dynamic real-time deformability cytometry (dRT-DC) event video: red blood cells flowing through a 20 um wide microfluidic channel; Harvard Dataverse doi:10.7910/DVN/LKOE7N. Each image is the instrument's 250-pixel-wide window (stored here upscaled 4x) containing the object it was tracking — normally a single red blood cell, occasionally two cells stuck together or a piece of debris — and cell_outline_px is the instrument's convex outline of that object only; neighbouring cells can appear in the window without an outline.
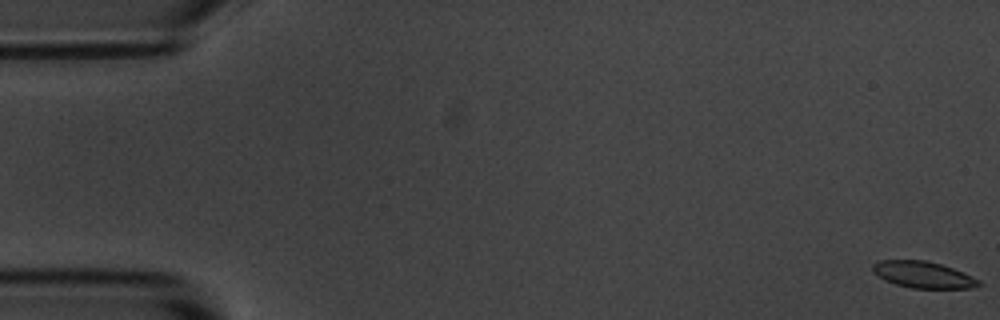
{"species": "common noctule bat (a hibernating species)", "species_latin": "Nyctalus noctula", "temperature_condition": "room temperature", "stored_images_in_passage": 56, "camera_frame_rate_fps": 3000, "um_per_image_px": 0.085, "animal": {"sex": "male", "body_mass_g": 20.1, "forearm_length_mm": 53.5}, "frame": {"image": 1, "passage_image": 1, "time_ms": 0.0, "image_size_px": [1000, 320], "cell_outline_px": [[980, 284], [972, 288], [912, 288], [896, 284], [884, 280], [872, 268], [872, 264], [880, 260], [924, 260], [940, 264], [964, 272], [980, 280]], "centroid_in_image_um": [78.48, 23.35], "position_along_channel_um": 6.5, "area_um2": 16.18}}
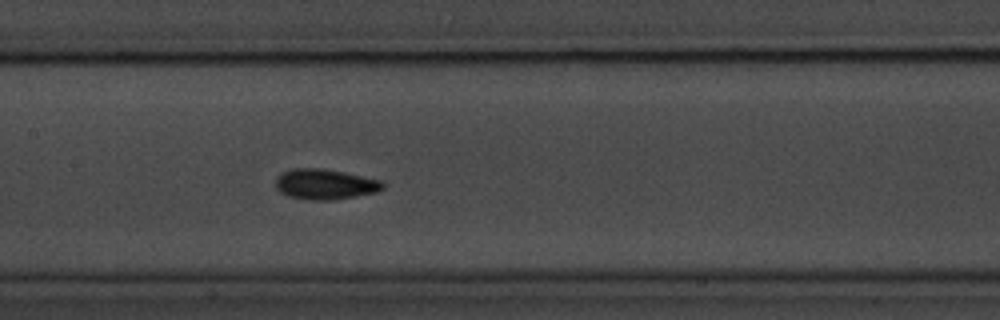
{"frame": {"image": 2, "passage_image": 27, "time_ms": 8.667, "image_size_px": [1000, 320], "cell_outline_px": [[384, 188], [380, 192], [332, 200], [308, 200], [288, 196], [280, 192], [276, 188], [276, 176], [280, 172], [292, 168], [320, 168], [344, 172], [380, 180], [384, 184]], "centroid_in_image_um": [27.61, 15.66], "position_along_channel_um": 179.8, "area_um2": 19.19}}
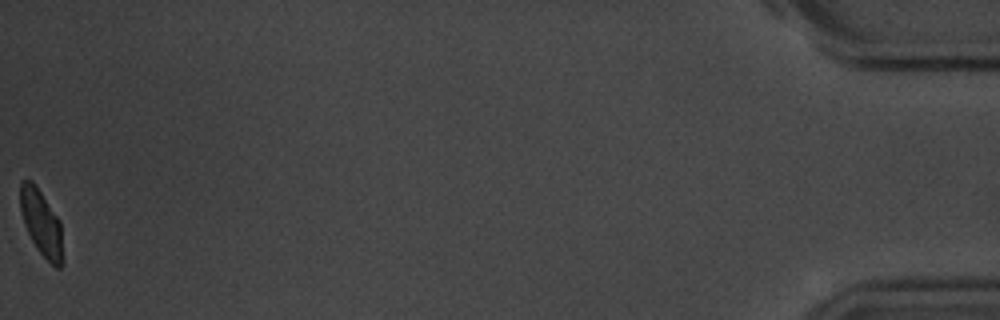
{"frame": {"image": 3, "passage_image": 56, "time_ms": 18.333, "image_size_px": [1000, 320], "cell_outline_px": [[64, 264], [60, 268], [56, 268], [36, 248], [24, 224], [20, 212], [20, 180], [32, 180], [36, 184], [60, 220], [64, 260]], "centroid_in_image_um": [3.53, 18.95], "position_along_channel_um": 431.7, "area_um2": 16.65}, "authors_computed_cell_mechanics": {"area_um2": 17.3689, "velocity_mm_per_s": 3.6427, "shape_relaxation_time_tau1_ms": 1.8224, "shape_relaxation_time_tau2_ms": 1.5455, "deformation_change_tau1": 0.0928, "deformation_change_tau2": 0.043}}